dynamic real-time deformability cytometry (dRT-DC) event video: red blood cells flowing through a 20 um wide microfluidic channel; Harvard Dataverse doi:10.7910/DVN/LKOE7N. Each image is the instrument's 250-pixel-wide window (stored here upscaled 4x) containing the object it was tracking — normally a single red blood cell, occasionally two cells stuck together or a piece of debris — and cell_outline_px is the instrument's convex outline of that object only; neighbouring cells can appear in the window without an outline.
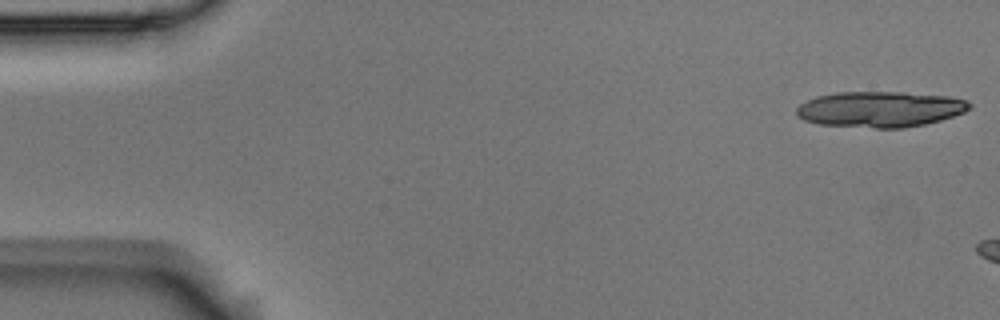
{"species": "Egyptian fruit bat (a non-hibernating species)", "species_latin": "Rousettus aegyptiacus", "temperature_condition": "room temperature", "stored_images_in_passage": 4, "camera_frame_rate_fps": 3000, "um_per_image_px": 0.085, "animal": {"sex": "male"}, "frame": {"image": 1, "passage_image": 1, "time_ms": 0.0, "image_size_px": [1000, 320], "cell_outline_px": [[972, 104], [964, 112], [940, 120], [924, 124], [904, 128], [876, 128], [820, 124], [804, 120], [796, 116], [796, 108], [800, 104], [816, 96], [836, 92], [904, 92], [948, 96], [964, 100]], "centroid_in_image_um": [74.77, 9.28], "position_along_channel_um": 10.2, "area_um2": 35.95}}